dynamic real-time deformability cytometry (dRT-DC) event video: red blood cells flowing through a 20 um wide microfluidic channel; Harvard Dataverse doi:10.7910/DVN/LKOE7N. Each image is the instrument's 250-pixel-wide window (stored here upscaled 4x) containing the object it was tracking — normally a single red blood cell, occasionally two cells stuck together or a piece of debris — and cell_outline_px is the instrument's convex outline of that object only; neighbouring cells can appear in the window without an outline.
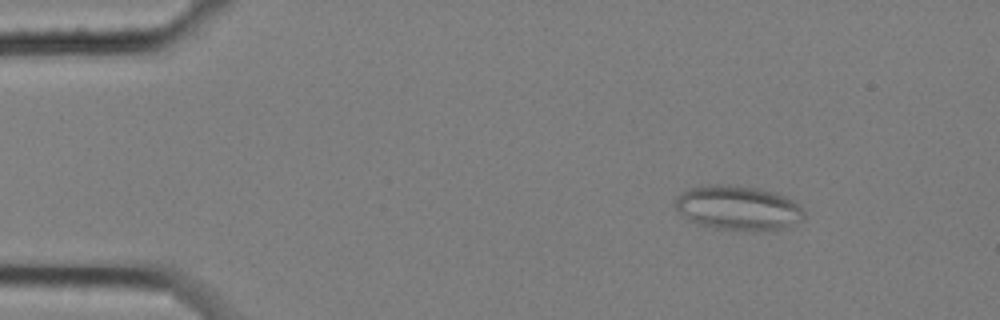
{"species": "common noctule bat (a hibernating species)", "species_latin": "Nyctalus noctula", "temperature_condition": "cold", "stored_images_in_passage": 8, "camera_frame_rate_fps": 3000, "um_per_image_px": 0.085, "animal": {"sex": "female", "body_mass_g": 25.1}, "frame": {"image": 1, "passage_image": 3, "time_ms": 0.667, "image_size_px": [1000, 320], "cell_outline_px": [[804, 216], [800, 220], [776, 232], [752, 232], [712, 228], [688, 220], [676, 208], [676, 196], [688, 188], [700, 184], [736, 184], [776, 192], [796, 200], [800, 204], [804, 212]], "centroid_in_image_um": [62.77, 17.68], "position_along_channel_um": 22.2, "area_um2": 34.45}}